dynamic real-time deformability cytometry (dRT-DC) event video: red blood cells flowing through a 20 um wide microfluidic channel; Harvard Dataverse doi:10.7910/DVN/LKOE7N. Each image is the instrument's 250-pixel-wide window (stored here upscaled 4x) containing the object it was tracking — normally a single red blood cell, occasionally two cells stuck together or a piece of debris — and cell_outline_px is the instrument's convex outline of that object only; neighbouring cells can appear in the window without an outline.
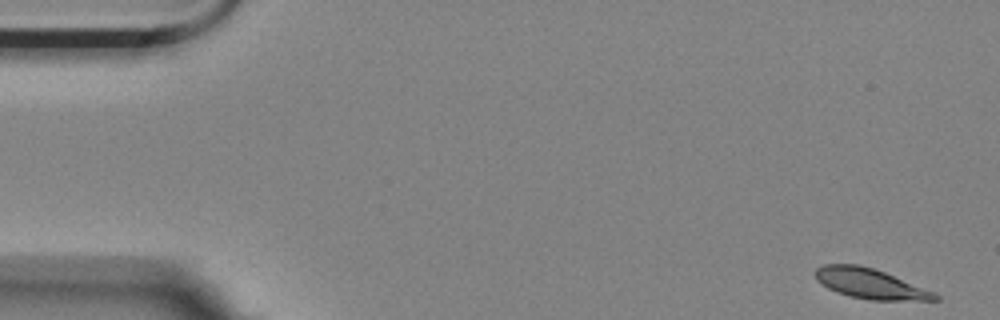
{"species": "Egyptian fruit bat (a non-hibernating species)", "species_latin": "Rousettus aegyptiacus", "temperature_condition": "room temperature", "stored_images_in_passage": 10, "camera_frame_rate_fps": 3000, "um_per_image_px": 0.085, "animal": {"sex": "female"}, "frame": {"image": 1, "passage_image": 1, "time_ms": 0.0, "image_size_px": [1000, 320], "cell_outline_px": [[940, 300], [868, 300], [836, 292], [828, 288], [816, 280], [812, 272], [816, 268], [824, 264], [860, 264], [884, 272], [936, 292], [940, 296]], "centroid_in_image_um": [73.95, 24.1], "position_along_channel_um": 11.1, "area_um2": 21.1}}